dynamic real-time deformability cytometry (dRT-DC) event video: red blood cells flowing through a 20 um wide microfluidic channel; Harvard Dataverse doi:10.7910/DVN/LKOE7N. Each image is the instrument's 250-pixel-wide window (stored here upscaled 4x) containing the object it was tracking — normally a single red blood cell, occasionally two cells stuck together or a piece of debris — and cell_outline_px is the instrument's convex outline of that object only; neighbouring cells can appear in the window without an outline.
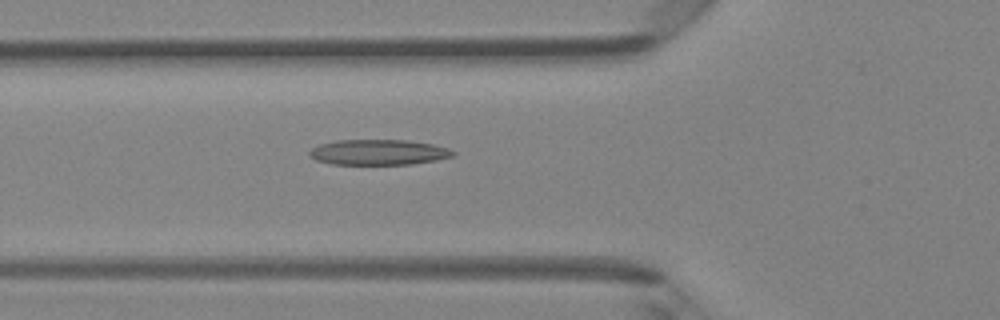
{"species": "Egyptian fruit bat (a non-hibernating species)", "species_latin": "Rousettus aegyptiacus", "temperature_condition": "room temperature", "stored_images_in_passage": 38, "camera_frame_rate_fps": 3000, "um_per_image_px": 0.085, "animal": {"sex": "female"}, "frame": {"image": 1, "passage_image": 8, "time_ms": 2.333, "image_size_px": [1000, 320], "cell_outline_px": [[456, 156], [436, 160], [412, 164], [332, 164], [316, 160], [308, 156], [308, 152], [312, 148], [320, 144], [336, 140], [404, 140], [432, 144], [448, 148], [456, 152]], "centroid_in_image_um": [32.17, 12.94], "position_along_channel_um": 93.6, "area_um2": 21.33}}
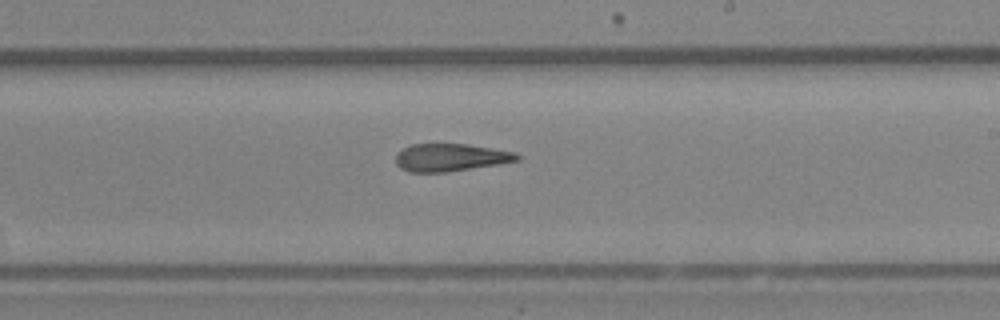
{"frame": {"image": 2, "passage_image": 19, "time_ms": 6.0, "image_size_px": [1000, 320], "cell_outline_px": [[520, 160], [500, 164], [444, 172], [408, 172], [400, 168], [396, 164], [396, 152], [412, 144], [468, 144], [516, 152], [520, 156]], "centroid_in_image_um": [38.29, 13.38], "position_along_channel_um": 250.7, "area_um2": 19.59}}
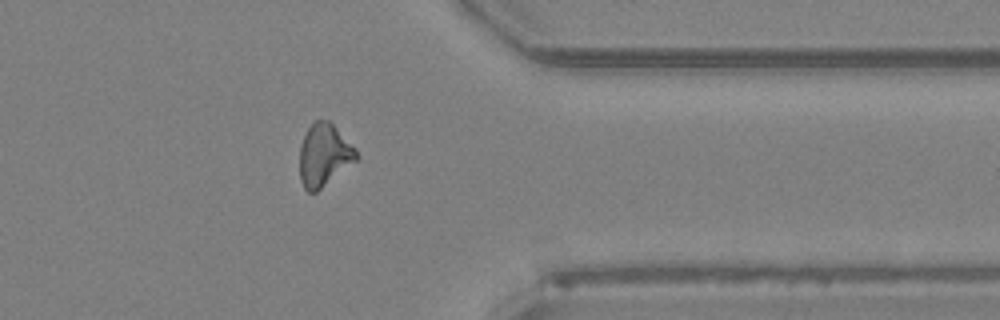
{"frame": {"image": 3, "passage_image": 29, "time_ms": 9.333, "image_size_px": [1000, 320], "cell_outline_px": [[360, 156], [356, 160], [316, 192], [308, 192], [304, 188], [300, 180], [300, 144], [308, 128], [316, 120], [328, 120], [356, 148]], "centroid_in_image_um": [27.54, 13.18], "position_along_channel_um": 383.9, "area_um2": 20.4}, "authors_computed_cell_mechanics": {"area_um2": 20.5479, "velocity_mm_per_s": 4.2883, "shape_relaxation_time_tau1_ms": null, "shape_relaxation_time_tau2_ms": 3.4057, "deformation_change_tau1": null, "deformation_change_tau2": 0.1542}}